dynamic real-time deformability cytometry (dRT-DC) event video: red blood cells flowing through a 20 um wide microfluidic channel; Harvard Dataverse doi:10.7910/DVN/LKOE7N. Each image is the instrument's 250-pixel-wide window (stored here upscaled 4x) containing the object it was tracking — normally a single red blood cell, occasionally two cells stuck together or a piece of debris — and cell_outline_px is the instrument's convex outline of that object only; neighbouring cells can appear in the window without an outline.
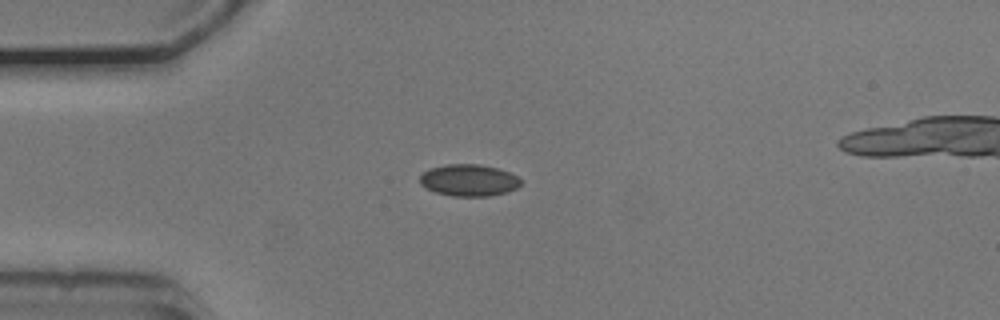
{"species": "common noctule bat (a hibernating species)", "species_latin": "Nyctalus noctula", "temperature_condition": "cold", "stored_images_in_passage": 49, "camera_frame_rate_fps": 3000, "um_per_image_px": 0.085, "animal": {"sex": "male", "body_mass_g": 20.5, "forearm_length_mm": 52.5}, "frame": {"image": 1, "passage_image": 13, "time_ms": 4.0, "image_size_px": [1000, 320], "cell_outline_px": [[520, 184], [516, 188], [508, 192], [488, 196], [452, 196], [436, 192], [420, 184], [420, 176], [428, 168], [448, 164], [480, 164], [496, 168], [508, 172], [516, 176], [520, 180]], "centroid_in_image_um": [39.84, 15.32], "position_along_channel_um": 45.2, "area_um2": 18.55}}
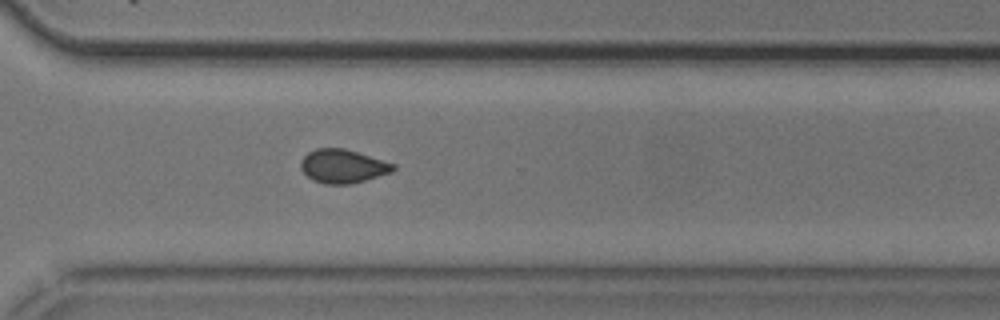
{"frame": {"image": 2, "passage_image": 38, "time_ms": 12.333, "image_size_px": [1000, 320], "cell_outline_px": [[396, 168], [392, 172], [352, 184], [324, 184], [312, 180], [300, 168], [300, 160], [308, 152], [316, 148], [344, 148], [396, 164]], "centroid_in_image_um": [29.13, 14.13], "position_along_channel_um": 341.5, "area_um2": 18.21}}
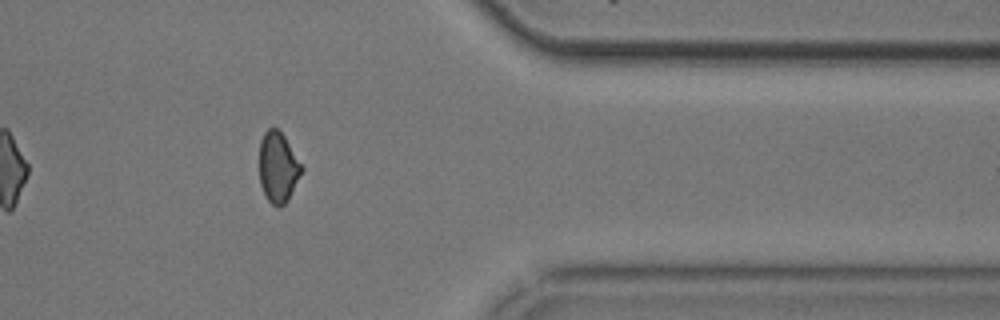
{"frame": {"image": 3, "passage_image": 43, "time_ms": 14.0, "image_size_px": [1000, 320], "cell_outline_px": [[304, 168], [288, 200], [284, 204], [272, 204], [268, 200], [260, 184], [260, 140], [264, 132], [268, 128], [276, 128], [284, 136]], "centroid_in_image_um": [23.63, 14.19], "position_along_channel_um": 387.8, "area_um2": 17.05}, "authors_computed_cell_mechanics": {"area_um2": 18.207, "velocity_mm_per_s": 3.7596, "shape_relaxation_time_tau1_ms": 8.5747, "shape_relaxation_time_tau2_ms": 1.7649, "deformation_change_tau1": 0.0653, "deformation_change_tau2": 0.0503}}